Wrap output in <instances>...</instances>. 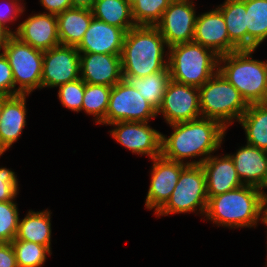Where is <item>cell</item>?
Returning <instances> with one entry per match:
<instances>
[{
	"mask_svg": "<svg viewBox=\"0 0 267 267\" xmlns=\"http://www.w3.org/2000/svg\"><path fill=\"white\" fill-rule=\"evenodd\" d=\"M266 188H267V167H266V172H265L263 181H262L261 185L258 187V189L261 192L265 201L267 200V194L265 193V191L263 189H266Z\"/></svg>",
	"mask_w": 267,
	"mask_h": 267,
	"instance_id": "cell-41",
	"label": "cell"
},
{
	"mask_svg": "<svg viewBox=\"0 0 267 267\" xmlns=\"http://www.w3.org/2000/svg\"><path fill=\"white\" fill-rule=\"evenodd\" d=\"M265 226H267V200H266V212H265Z\"/></svg>",
	"mask_w": 267,
	"mask_h": 267,
	"instance_id": "cell-45",
	"label": "cell"
},
{
	"mask_svg": "<svg viewBox=\"0 0 267 267\" xmlns=\"http://www.w3.org/2000/svg\"><path fill=\"white\" fill-rule=\"evenodd\" d=\"M169 126L173 130L170 136L161 133V156L186 165L205 162L220 149L227 133L218 121L203 117ZM198 157L199 160H193ZM188 158L193 161H187Z\"/></svg>",
	"mask_w": 267,
	"mask_h": 267,
	"instance_id": "cell-1",
	"label": "cell"
},
{
	"mask_svg": "<svg viewBox=\"0 0 267 267\" xmlns=\"http://www.w3.org/2000/svg\"><path fill=\"white\" fill-rule=\"evenodd\" d=\"M167 52L170 78L177 83L201 87L218 72L220 56L201 44H177Z\"/></svg>",
	"mask_w": 267,
	"mask_h": 267,
	"instance_id": "cell-5",
	"label": "cell"
},
{
	"mask_svg": "<svg viewBox=\"0 0 267 267\" xmlns=\"http://www.w3.org/2000/svg\"><path fill=\"white\" fill-rule=\"evenodd\" d=\"M196 10L194 0H172L155 25L167 47L192 42L194 38Z\"/></svg>",
	"mask_w": 267,
	"mask_h": 267,
	"instance_id": "cell-11",
	"label": "cell"
},
{
	"mask_svg": "<svg viewBox=\"0 0 267 267\" xmlns=\"http://www.w3.org/2000/svg\"><path fill=\"white\" fill-rule=\"evenodd\" d=\"M265 212L266 201L259 189L242 185L210 197L204 216L218 227L255 228L259 222L265 225Z\"/></svg>",
	"mask_w": 267,
	"mask_h": 267,
	"instance_id": "cell-2",
	"label": "cell"
},
{
	"mask_svg": "<svg viewBox=\"0 0 267 267\" xmlns=\"http://www.w3.org/2000/svg\"><path fill=\"white\" fill-rule=\"evenodd\" d=\"M20 1L22 0H3V4L0 3V24L6 27L13 35L14 31H12L7 23H13V21H16L25 11V3L23 4V1Z\"/></svg>",
	"mask_w": 267,
	"mask_h": 267,
	"instance_id": "cell-35",
	"label": "cell"
},
{
	"mask_svg": "<svg viewBox=\"0 0 267 267\" xmlns=\"http://www.w3.org/2000/svg\"><path fill=\"white\" fill-rule=\"evenodd\" d=\"M92 12L94 18L125 32L136 26L131 6L126 0H96Z\"/></svg>",
	"mask_w": 267,
	"mask_h": 267,
	"instance_id": "cell-27",
	"label": "cell"
},
{
	"mask_svg": "<svg viewBox=\"0 0 267 267\" xmlns=\"http://www.w3.org/2000/svg\"><path fill=\"white\" fill-rule=\"evenodd\" d=\"M14 36L43 52L57 47L60 45L57 17L48 13L31 14L14 30Z\"/></svg>",
	"mask_w": 267,
	"mask_h": 267,
	"instance_id": "cell-16",
	"label": "cell"
},
{
	"mask_svg": "<svg viewBox=\"0 0 267 267\" xmlns=\"http://www.w3.org/2000/svg\"><path fill=\"white\" fill-rule=\"evenodd\" d=\"M58 98L63 107L74 112L82 111L85 82L79 78L58 86Z\"/></svg>",
	"mask_w": 267,
	"mask_h": 267,
	"instance_id": "cell-33",
	"label": "cell"
},
{
	"mask_svg": "<svg viewBox=\"0 0 267 267\" xmlns=\"http://www.w3.org/2000/svg\"><path fill=\"white\" fill-rule=\"evenodd\" d=\"M39 2L47 11L42 13L58 15L63 11L72 8L71 0H40Z\"/></svg>",
	"mask_w": 267,
	"mask_h": 267,
	"instance_id": "cell-37",
	"label": "cell"
},
{
	"mask_svg": "<svg viewBox=\"0 0 267 267\" xmlns=\"http://www.w3.org/2000/svg\"><path fill=\"white\" fill-rule=\"evenodd\" d=\"M208 204L206 177L201 165H187L166 204L156 217L199 211L205 215ZM198 208V209H197Z\"/></svg>",
	"mask_w": 267,
	"mask_h": 267,
	"instance_id": "cell-7",
	"label": "cell"
},
{
	"mask_svg": "<svg viewBox=\"0 0 267 267\" xmlns=\"http://www.w3.org/2000/svg\"><path fill=\"white\" fill-rule=\"evenodd\" d=\"M29 94L10 96L5 102L0 119V153L4 154L22 134L26 126V98Z\"/></svg>",
	"mask_w": 267,
	"mask_h": 267,
	"instance_id": "cell-20",
	"label": "cell"
},
{
	"mask_svg": "<svg viewBox=\"0 0 267 267\" xmlns=\"http://www.w3.org/2000/svg\"><path fill=\"white\" fill-rule=\"evenodd\" d=\"M18 179L14 171L0 167V202L14 201L19 194Z\"/></svg>",
	"mask_w": 267,
	"mask_h": 267,
	"instance_id": "cell-34",
	"label": "cell"
},
{
	"mask_svg": "<svg viewBox=\"0 0 267 267\" xmlns=\"http://www.w3.org/2000/svg\"><path fill=\"white\" fill-rule=\"evenodd\" d=\"M246 8L247 50H255L267 39V0H242Z\"/></svg>",
	"mask_w": 267,
	"mask_h": 267,
	"instance_id": "cell-26",
	"label": "cell"
},
{
	"mask_svg": "<svg viewBox=\"0 0 267 267\" xmlns=\"http://www.w3.org/2000/svg\"><path fill=\"white\" fill-rule=\"evenodd\" d=\"M151 160L153 164L150 172V185L145 198V208L148 210L154 209V214H156L170 199L181 171L187 165L168 160L162 156Z\"/></svg>",
	"mask_w": 267,
	"mask_h": 267,
	"instance_id": "cell-14",
	"label": "cell"
},
{
	"mask_svg": "<svg viewBox=\"0 0 267 267\" xmlns=\"http://www.w3.org/2000/svg\"><path fill=\"white\" fill-rule=\"evenodd\" d=\"M0 94L14 96V78L11 66L3 52L0 53Z\"/></svg>",
	"mask_w": 267,
	"mask_h": 267,
	"instance_id": "cell-36",
	"label": "cell"
},
{
	"mask_svg": "<svg viewBox=\"0 0 267 267\" xmlns=\"http://www.w3.org/2000/svg\"><path fill=\"white\" fill-rule=\"evenodd\" d=\"M13 36V34L3 25L0 24V51L4 50L8 43V40Z\"/></svg>",
	"mask_w": 267,
	"mask_h": 267,
	"instance_id": "cell-39",
	"label": "cell"
},
{
	"mask_svg": "<svg viewBox=\"0 0 267 267\" xmlns=\"http://www.w3.org/2000/svg\"><path fill=\"white\" fill-rule=\"evenodd\" d=\"M15 201L0 202V243L12 242L17 234L19 209Z\"/></svg>",
	"mask_w": 267,
	"mask_h": 267,
	"instance_id": "cell-32",
	"label": "cell"
},
{
	"mask_svg": "<svg viewBox=\"0 0 267 267\" xmlns=\"http://www.w3.org/2000/svg\"><path fill=\"white\" fill-rule=\"evenodd\" d=\"M201 166L206 177L208 199L243 185L229 154L211 155Z\"/></svg>",
	"mask_w": 267,
	"mask_h": 267,
	"instance_id": "cell-19",
	"label": "cell"
},
{
	"mask_svg": "<svg viewBox=\"0 0 267 267\" xmlns=\"http://www.w3.org/2000/svg\"><path fill=\"white\" fill-rule=\"evenodd\" d=\"M60 45L77 47L92 21V9L72 7L56 15Z\"/></svg>",
	"mask_w": 267,
	"mask_h": 267,
	"instance_id": "cell-22",
	"label": "cell"
},
{
	"mask_svg": "<svg viewBox=\"0 0 267 267\" xmlns=\"http://www.w3.org/2000/svg\"><path fill=\"white\" fill-rule=\"evenodd\" d=\"M0 267H18L11 242L0 243Z\"/></svg>",
	"mask_w": 267,
	"mask_h": 267,
	"instance_id": "cell-38",
	"label": "cell"
},
{
	"mask_svg": "<svg viewBox=\"0 0 267 267\" xmlns=\"http://www.w3.org/2000/svg\"><path fill=\"white\" fill-rule=\"evenodd\" d=\"M112 87L85 83V92L82 103V111L93 115L95 123L105 125V117L108 109Z\"/></svg>",
	"mask_w": 267,
	"mask_h": 267,
	"instance_id": "cell-29",
	"label": "cell"
},
{
	"mask_svg": "<svg viewBox=\"0 0 267 267\" xmlns=\"http://www.w3.org/2000/svg\"><path fill=\"white\" fill-rule=\"evenodd\" d=\"M11 245L15 252L18 267H41L52 254L47 246L37 243L14 239Z\"/></svg>",
	"mask_w": 267,
	"mask_h": 267,
	"instance_id": "cell-30",
	"label": "cell"
},
{
	"mask_svg": "<svg viewBox=\"0 0 267 267\" xmlns=\"http://www.w3.org/2000/svg\"><path fill=\"white\" fill-rule=\"evenodd\" d=\"M261 104L267 108V94L265 95V98L263 99V101L261 102Z\"/></svg>",
	"mask_w": 267,
	"mask_h": 267,
	"instance_id": "cell-43",
	"label": "cell"
},
{
	"mask_svg": "<svg viewBox=\"0 0 267 267\" xmlns=\"http://www.w3.org/2000/svg\"><path fill=\"white\" fill-rule=\"evenodd\" d=\"M3 53L12 69L14 95H30L33 90L42 89L43 51L21 42L13 35Z\"/></svg>",
	"mask_w": 267,
	"mask_h": 267,
	"instance_id": "cell-8",
	"label": "cell"
},
{
	"mask_svg": "<svg viewBox=\"0 0 267 267\" xmlns=\"http://www.w3.org/2000/svg\"><path fill=\"white\" fill-rule=\"evenodd\" d=\"M217 8L223 14L229 40L239 50H247L245 3L242 0H225Z\"/></svg>",
	"mask_w": 267,
	"mask_h": 267,
	"instance_id": "cell-24",
	"label": "cell"
},
{
	"mask_svg": "<svg viewBox=\"0 0 267 267\" xmlns=\"http://www.w3.org/2000/svg\"><path fill=\"white\" fill-rule=\"evenodd\" d=\"M172 0H137L131 7L136 25L155 26Z\"/></svg>",
	"mask_w": 267,
	"mask_h": 267,
	"instance_id": "cell-31",
	"label": "cell"
},
{
	"mask_svg": "<svg viewBox=\"0 0 267 267\" xmlns=\"http://www.w3.org/2000/svg\"><path fill=\"white\" fill-rule=\"evenodd\" d=\"M126 1L132 7L136 3L137 0H126Z\"/></svg>",
	"mask_w": 267,
	"mask_h": 267,
	"instance_id": "cell-44",
	"label": "cell"
},
{
	"mask_svg": "<svg viewBox=\"0 0 267 267\" xmlns=\"http://www.w3.org/2000/svg\"><path fill=\"white\" fill-rule=\"evenodd\" d=\"M79 78L80 53L76 47L58 45L44 51L42 88H57Z\"/></svg>",
	"mask_w": 267,
	"mask_h": 267,
	"instance_id": "cell-13",
	"label": "cell"
},
{
	"mask_svg": "<svg viewBox=\"0 0 267 267\" xmlns=\"http://www.w3.org/2000/svg\"><path fill=\"white\" fill-rule=\"evenodd\" d=\"M125 34L123 29L93 18L76 48L79 53L121 55Z\"/></svg>",
	"mask_w": 267,
	"mask_h": 267,
	"instance_id": "cell-18",
	"label": "cell"
},
{
	"mask_svg": "<svg viewBox=\"0 0 267 267\" xmlns=\"http://www.w3.org/2000/svg\"><path fill=\"white\" fill-rule=\"evenodd\" d=\"M243 185L259 187L267 167V151L248 144L229 154Z\"/></svg>",
	"mask_w": 267,
	"mask_h": 267,
	"instance_id": "cell-21",
	"label": "cell"
},
{
	"mask_svg": "<svg viewBox=\"0 0 267 267\" xmlns=\"http://www.w3.org/2000/svg\"><path fill=\"white\" fill-rule=\"evenodd\" d=\"M80 78L85 83L113 87L123 79L120 55L80 53Z\"/></svg>",
	"mask_w": 267,
	"mask_h": 267,
	"instance_id": "cell-17",
	"label": "cell"
},
{
	"mask_svg": "<svg viewBox=\"0 0 267 267\" xmlns=\"http://www.w3.org/2000/svg\"><path fill=\"white\" fill-rule=\"evenodd\" d=\"M96 0H71L72 7L92 9Z\"/></svg>",
	"mask_w": 267,
	"mask_h": 267,
	"instance_id": "cell-40",
	"label": "cell"
},
{
	"mask_svg": "<svg viewBox=\"0 0 267 267\" xmlns=\"http://www.w3.org/2000/svg\"><path fill=\"white\" fill-rule=\"evenodd\" d=\"M238 123L248 145L267 151V108L261 103L249 104Z\"/></svg>",
	"mask_w": 267,
	"mask_h": 267,
	"instance_id": "cell-25",
	"label": "cell"
},
{
	"mask_svg": "<svg viewBox=\"0 0 267 267\" xmlns=\"http://www.w3.org/2000/svg\"><path fill=\"white\" fill-rule=\"evenodd\" d=\"M138 93L157 110L160 107L168 82L171 80L169 68L145 77H123Z\"/></svg>",
	"mask_w": 267,
	"mask_h": 267,
	"instance_id": "cell-28",
	"label": "cell"
},
{
	"mask_svg": "<svg viewBox=\"0 0 267 267\" xmlns=\"http://www.w3.org/2000/svg\"><path fill=\"white\" fill-rule=\"evenodd\" d=\"M10 96H6L3 94H0V119H1V114H2V110L4 107V102L9 98Z\"/></svg>",
	"mask_w": 267,
	"mask_h": 267,
	"instance_id": "cell-42",
	"label": "cell"
},
{
	"mask_svg": "<svg viewBox=\"0 0 267 267\" xmlns=\"http://www.w3.org/2000/svg\"><path fill=\"white\" fill-rule=\"evenodd\" d=\"M193 42L211 49L218 56L239 50L229 40L223 14L217 7L197 15Z\"/></svg>",
	"mask_w": 267,
	"mask_h": 267,
	"instance_id": "cell-15",
	"label": "cell"
},
{
	"mask_svg": "<svg viewBox=\"0 0 267 267\" xmlns=\"http://www.w3.org/2000/svg\"><path fill=\"white\" fill-rule=\"evenodd\" d=\"M255 50H238L219 57L218 71L248 104L261 103L267 94V61L253 59Z\"/></svg>",
	"mask_w": 267,
	"mask_h": 267,
	"instance_id": "cell-4",
	"label": "cell"
},
{
	"mask_svg": "<svg viewBox=\"0 0 267 267\" xmlns=\"http://www.w3.org/2000/svg\"><path fill=\"white\" fill-rule=\"evenodd\" d=\"M149 122L118 121L109 126L110 135L133 154L147 155L149 159L161 156V132L150 127Z\"/></svg>",
	"mask_w": 267,
	"mask_h": 267,
	"instance_id": "cell-12",
	"label": "cell"
},
{
	"mask_svg": "<svg viewBox=\"0 0 267 267\" xmlns=\"http://www.w3.org/2000/svg\"><path fill=\"white\" fill-rule=\"evenodd\" d=\"M51 214L48 209L28 211L24 219L19 218L15 239L47 246L51 250Z\"/></svg>",
	"mask_w": 267,
	"mask_h": 267,
	"instance_id": "cell-23",
	"label": "cell"
},
{
	"mask_svg": "<svg viewBox=\"0 0 267 267\" xmlns=\"http://www.w3.org/2000/svg\"><path fill=\"white\" fill-rule=\"evenodd\" d=\"M159 114L164 117L168 125L202 117L199 87L170 80L157 110V115Z\"/></svg>",
	"mask_w": 267,
	"mask_h": 267,
	"instance_id": "cell-10",
	"label": "cell"
},
{
	"mask_svg": "<svg viewBox=\"0 0 267 267\" xmlns=\"http://www.w3.org/2000/svg\"><path fill=\"white\" fill-rule=\"evenodd\" d=\"M165 48L168 49L165 39L156 26L131 28L125 34L120 55L123 77L139 78L164 71L168 68Z\"/></svg>",
	"mask_w": 267,
	"mask_h": 267,
	"instance_id": "cell-3",
	"label": "cell"
},
{
	"mask_svg": "<svg viewBox=\"0 0 267 267\" xmlns=\"http://www.w3.org/2000/svg\"><path fill=\"white\" fill-rule=\"evenodd\" d=\"M199 97L202 117L216 120L226 129L238 122L249 106L219 71L199 87Z\"/></svg>",
	"mask_w": 267,
	"mask_h": 267,
	"instance_id": "cell-6",
	"label": "cell"
},
{
	"mask_svg": "<svg viewBox=\"0 0 267 267\" xmlns=\"http://www.w3.org/2000/svg\"><path fill=\"white\" fill-rule=\"evenodd\" d=\"M157 109L129 82L122 79L112 87L105 124L109 125L118 121L150 122L157 117Z\"/></svg>",
	"mask_w": 267,
	"mask_h": 267,
	"instance_id": "cell-9",
	"label": "cell"
}]
</instances>
